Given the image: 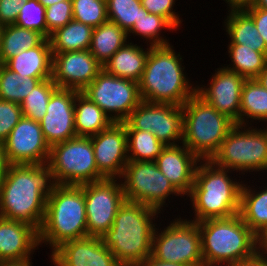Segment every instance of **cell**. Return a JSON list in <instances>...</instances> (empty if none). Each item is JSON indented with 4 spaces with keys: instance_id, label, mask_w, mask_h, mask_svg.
Masks as SVG:
<instances>
[{
    "instance_id": "46",
    "label": "cell",
    "mask_w": 267,
    "mask_h": 266,
    "mask_svg": "<svg viewBox=\"0 0 267 266\" xmlns=\"http://www.w3.org/2000/svg\"><path fill=\"white\" fill-rule=\"evenodd\" d=\"M138 266H186L179 263L158 260L152 255L145 258Z\"/></svg>"
},
{
    "instance_id": "2",
    "label": "cell",
    "mask_w": 267,
    "mask_h": 266,
    "mask_svg": "<svg viewBox=\"0 0 267 266\" xmlns=\"http://www.w3.org/2000/svg\"><path fill=\"white\" fill-rule=\"evenodd\" d=\"M158 214L159 211L132 201L125 200L119 207L112 227L101 239L121 266H138L151 255Z\"/></svg>"
},
{
    "instance_id": "50",
    "label": "cell",
    "mask_w": 267,
    "mask_h": 266,
    "mask_svg": "<svg viewBox=\"0 0 267 266\" xmlns=\"http://www.w3.org/2000/svg\"><path fill=\"white\" fill-rule=\"evenodd\" d=\"M32 263L31 258H25L21 260L0 261V266H32Z\"/></svg>"
},
{
    "instance_id": "43",
    "label": "cell",
    "mask_w": 267,
    "mask_h": 266,
    "mask_svg": "<svg viewBox=\"0 0 267 266\" xmlns=\"http://www.w3.org/2000/svg\"><path fill=\"white\" fill-rule=\"evenodd\" d=\"M28 0H0V25L15 24L21 6Z\"/></svg>"
},
{
    "instance_id": "10",
    "label": "cell",
    "mask_w": 267,
    "mask_h": 266,
    "mask_svg": "<svg viewBox=\"0 0 267 266\" xmlns=\"http://www.w3.org/2000/svg\"><path fill=\"white\" fill-rule=\"evenodd\" d=\"M151 255L158 260L186 266H204L198 223L179 216L161 231L155 228Z\"/></svg>"
},
{
    "instance_id": "8",
    "label": "cell",
    "mask_w": 267,
    "mask_h": 266,
    "mask_svg": "<svg viewBox=\"0 0 267 266\" xmlns=\"http://www.w3.org/2000/svg\"><path fill=\"white\" fill-rule=\"evenodd\" d=\"M210 161L223 169L235 172H267V126L235 125Z\"/></svg>"
},
{
    "instance_id": "18",
    "label": "cell",
    "mask_w": 267,
    "mask_h": 266,
    "mask_svg": "<svg viewBox=\"0 0 267 266\" xmlns=\"http://www.w3.org/2000/svg\"><path fill=\"white\" fill-rule=\"evenodd\" d=\"M90 138L98 171L105 178L120 179L129 162L125 125L113 123Z\"/></svg>"
},
{
    "instance_id": "12",
    "label": "cell",
    "mask_w": 267,
    "mask_h": 266,
    "mask_svg": "<svg viewBox=\"0 0 267 266\" xmlns=\"http://www.w3.org/2000/svg\"><path fill=\"white\" fill-rule=\"evenodd\" d=\"M82 93L96 103L114 123L124 122L142 102L138 82L116 77L104 69Z\"/></svg>"
},
{
    "instance_id": "22",
    "label": "cell",
    "mask_w": 267,
    "mask_h": 266,
    "mask_svg": "<svg viewBox=\"0 0 267 266\" xmlns=\"http://www.w3.org/2000/svg\"><path fill=\"white\" fill-rule=\"evenodd\" d=\"M38 247V231L33 226L0 217V261L31 258Z\"/></svg>"
},
{
    "instance_id": "44",
    "label": "cell",
    "mask_w": 267,
    "mask_h": 266,
    "mask_svg": "<svg viewBox=\"0 0 267 266\" xmlns=\"http://www.w3.org/2000/svg\"><path fill=\"white\" fill-rule=\"evenodd\" d=\"M254 21V24L267 46V10L249 6L243 9Z\"/></svg>"
},
{
    "instance_id": "27",
    "label": "cell",
    "mask_w": 267,
    "mask_h": 266,
    "mask_svg": "<svg viewBox=\"0 0 267 266\" xmlns=\"http://www.w3.org/2000/svg\"><path fill=\"white\" fill-rule=\"evenodd\" d=\"M127 39L128 33L108 20L93 29L89 51L104 66L116 51L128 43Z\"/></svg>"
},
{
    "instance_id": "24",
    "label": "cell",
    "mask_w": 267,
    "mask_h": 266,
    "mask_svg": "<svg viewBox=\"0 0 267 266\" xmlns=\"http://www.w3.org/2000/svg\"><path fill=\"white\" fill-rule=\"evenodd\" d=\"M52 50L49 39L40 45L23 50L19 55L10 58L4 65L19 75L33 78H51Z\"/></svg>"
},
{
    "instance_id": "33",
    "label": "cell",
    "mask_w": 267,
    "mask_h": 266,
    "mask_svg": "<svg viewBox=\"0 0 267 266\" xmlns=\"http://www.w3.org/2000/svg\"><path fill=\"white\" fill-rule=\"evenodd\" d=\"M51 78H33L19 75L4 64H0V99L21 104L42 80Z\"/></svg>"
},
{
    "instance_id": "15",
    "label": "cell",
    "mask_w": 267,
    "mask_h": 266,
    "mask_svg": "<svg viewBox=\"0 0 267 266\" xmlns=\"http://www.w3.org/2000/svg\"><path fill=\"white\" fill-rule=\"evenodd\" d=\"M2 144L9 165H45L48 162L51 147L40 122L22 117Z\"/></svg>"
},
{
    "instance_id": "40",
    "label": "cell",
    "mask_w": 267,
    "mask_h": 266,
    "mask_svg": "<svg viewBox=\"0 0 267 266\" xmlns=\"http://www.w3.org/2000/svg\"><path fill=\"white\" fill-rule=\"evenodd\" d=\"M47 39L57 29L73 20L72 0L61 1L46 8Z\"/></svg>"
},
{
    "instance_id": "38",
    "label": "cell",
    "mask_w": 267,
    "mask_h": 266,
    "mask_svg": "<svg viewBox=\"0 0 267 266\" xmlns=\"http://www.w3.org/2000/svg\"><path fill=\"white\" fill-rule=\"evenodd\" d=\"M73 19L98 27L108 21L106 0H72Z\"/></svg>"
},
{
    "instance_id": "21",
    "label": "cell",
    "mask_w": 267,
    "mask_h": 266,
    "mask_svg": "<svg viewBox=\"0 0 267 266\" xmlns=\"http://www.w3.org/2000/svg\"><path fill=\"white\" fill-rule=\"evenodd\" d=\"M200 161L183 143L166 146L155 160L160 171L182 196L190 194Z\"/></svg>"
},
{
    "instance_id": "30",
    "label": "cell",
    "mask_w": 267,
    "mask_h": 266,
    "mask_svg": "<svg viewBox=\"0 0 267 266\" xmlns=\"http://www.w3.org/2000/svg\"><path fill=\"white\" fill-rule=\"evenodd\" d=\"M93 29L73 19L51 34L49 40L52 53L89 50Z\"/></svg>"
},
{
    "instance_id": "36",
    "label": "cell",
    "mask_w": 267,
    "mask_h": 266,
    "mask_svg": "<svg viewBox=\"0 0 267 266\" xmlns=\"http://www.w3.org/2000/svg\"><path fill=\"white\" fill-rule=\"evenodd\" d=\"M58 89L52 79H44L34 87L20 104L23 117L40 122L47 112L51 95Z\"/></svg>"
},
{
    "instance_id": "6",
    "label": "cell",
    "mask_w": 267,
    "mask_h": 266,
    "mask_svg": "<svg viewBox=\"0 0 267 266\" xmlns=\"http://www.w3.org/2000/svg\"><path fill=\"white\" fill-rule=\"evenodd\" d=\"M204 266H226L256 255L257 235L238 214L197 222Z\"/></svg>"
},
{
    "instance_id": "20",
    "label": "cell",
    "mask_w": 267,
    "mask_h": 266,
    "mask_svg": "<svg viewBox=\"0 0 267 266\" xmlns=\"http://www.w3.org/2000/svg\"><path fill=\"white\" fill-rule=\"evenodd\" d=\"M50 259L54 266H121L101 237L92 236L61 244Z\"/></svg>"
},
{
    "instance_id": "13",
    "label": "cell",
    "mask_w": 267,
    "mask_h": 266,
    "mask_svg": "<svg viewBox=\"0 0 267 266\" xmlns=\"http://www.w3.org/2000/svg\"><path fill=\"white\" fill-rule=\"evenodd\" d=\"M122 123L126 130L150 131L166 146L182 143V106L142 101Z\"/></svg>"
},
{
    "instance_id": "53",
    "label": "cell",
    "mask_w": 267,
    "mask_h": 266,
    "mask_svg": "<svg viewBox=\"0 0 267 266\" xmlns=\"http://www.w3.org/2000/svg\"><path fill=\"white\" fill-rule=\"evenodd\" d=\"M37 1L40 2L45 8H47L55 3L67 0H37Z\"/></svg>"
},
{
    "instance_id": "42",
    "label": "cell",
    "mask_w": 267,
    "mask_h": 266,
    "mask_svg": "<svg viewBox=\"0 0 267 266\" xmlns=\"http://www.w3.org/2000/svg\"><path fill=\"white\" fill-rule=\"evenodd\" d=\"M141 5L149 12L166 18L175 28L183 22L173 7L175 0H140ZM181 19V20H180Z\"/></svg>"
},
{
    "instance_id": "52",
    "label": "cell",
    "mask_w": 267,
    "mask_h": 266,
    "mask_svg": "<svg viewBox=\"0 0 267 266\" xmlns=\"http://www.w3.org/2000/svg\"><path fill=\"white\" fill-rule=\"evenodd\" d=\"M251 6L267 10V0H253Z\"/></svg>"
},
{
    "instance_id": "9",
    "label": "cell",
    "mask_w": 267,
    "mask_h": 266,
    "mask_svg": "<svg viewBox=\"0 0 267 266\" xmlns=\"http://www.w3.org/2000/svg\"><path fill=\"white\" fill-rule=\"evenodd\" d=\"M54 184L82 185L105 177L98 171L90 137L54 144L47 162Z\"/></svg>"
},
{
    "instance_id": "17",
    "label": "cell",
    "mask_w": 267,
    "mask_h": 266,
    "mask_svg": "<svg viewBox=\"0 0 267 266\" xmlns=\"http://www.w3.org/2000/svg\"><path fill=\"white\" fill-rule=\"evenodd\" d=\"M209 81L210 85L207 86L195 85L196 93L218 112L240 125L241 93L246 78L223 66L215 70Z\"/></svg>"
},
{
    "instance_id": "7",
    "label": "cell",
    "mask_w": 267,
    "mask_h": 266,
    "mask_svg": "<svg viewBox=\"0 0 267 266\" xmlns=\"http://www.w3.org/2000/svg\"><path fill=\"white\" fill-rule=\"evenodd\" d=\"M182 143L200 160H210L236 125L196 92L182 105Z\"/></svg>"
},
{
    "instance_id": "4",
    "label": "cell",
    "mask_w": 267,
    "mask_h": 266,
    "mask_svg": "<svg viewBox=\"0 0 267 266\" xmlns=\"http://www.w3.org/2000/svg\"><path fill=\"white\" fill-rule=\"evenodd\" d=\"M232 172L214 165L210 160L198 163L194 183L187 196L192 202L195 216L190 221L227 218L240 212L243 181L233 179L229 175Z\"/></svg>"
},
{
    "instance_id": "28",
    "label": "cell",
    "mask_w": 267,
    "mask_h": 266,
    "mask_svg": "<svg viewBox=\"0 0 267 266\" xmlns=\"http://www.w3.org/2000/svg\"><path fill=\"white\" fill-rule=\"evenodd\" d=\"M45 39L40 32L16 24L3 26L0 31V64H5L23 50L40 45Z\"/></svg>"
},
{
    "instance_id": "19",
    "label": "cell",
    "mask_w": 267,
    "mask_h": 266,
    "mask_svg": "<svg viewBox=\"0 0 267 266\" xmlns=\"http://www.w3.org/2000/svg\"><path fill=\"white\" fill-rule=\"evenodd\" d=\"M79 91L58 88L47 105V112L40 121L42 133L49 146L77 136L75 131L74 101Z\"/></svg>"
},
{
    "instance_id": "3",
    "label": "cell",
    "mask_w": 267,
    "mask_h": 266,
    "mask_svg": "<svg viewBox=\"0 0 267 266\" xmlns=\"http://www.w3.org/2000/svg\"><path fill=\"white\" fill-rule=\"evenodd\" d=\"M172 45L150 46L145 69L139 82L142 101L182 106L195 92L183 72L182 56Z\"/></svg>"
},
{
    "instance_id": "32",
    "label": "cell",
    "mask_w": 267,
    "mask_h": 266,
    "mask_svg": "<svg viewBox=\"0 0 267 266\" xmlns=\"http://www.w3.org/2000/svg\"><path fill=\"white\" fill-rule=\"evenodd\" d=\"M228 53L232 64L224 67L246 79H256L267 64L265 53L254 51L244 45L229 44Z\"/></svg>"
},
{
    "instance_id": "31",
    "label": "cell",
    "mask_w": 267,
    "mask_h": 266,
    "mask_svg": "<svg viewBox=\"0 0 267 266\" xmlns=\"http://www.w3.org/2000/svg\"><path fill=\"white\" fill-rule=\"evenodd\" d=\"M254 120L267 123V89L257 79H246L241 93L240 125L251 126Z\"/></svg>"
},
{
    "instance_id": "39",
    "label": "cell",
    "mask_w": 267,
    "mask_h": 266,
    "mask_svg": "<svg viewBox=\"0 0 267 266\" xmlns=\"http://www.w3.org/2000/svg\"><path fill=\"white\" fill-rule=\"evenodd\" d=\"M46 8L37 0L25 2L18 13L16 25L38 31L47 38V23L45 18Z\"/></svg>"
},
{
    "instance_id": "11",
    "label": "cell",
    "mask_w": 267,
    "mask_h": 266,
    "mask_svg": "<svg viewBox=\"0 0 267 266\" xmlns=\"http://www.w3.org/2000/svg\"><path fill=\"white\" fill-rule=\"evenodd\" d=\"M120 180L126 201L141 203L160 213L171 195L182 197L155 161H129Z\"/></svg>"
},
{
    "instance_id": "41",
    "label": "cell",
    "mask_w": 267,
    "mask_h": 266,
    "mask_svg": "<svg viewBox=\"0 0 267 266\" xmlns=\"http://www.w3.org/2000/svg\"><path fill=\"white\" fill-rule=\"evenodd\" d=\"M22 117L20 104L0 99V143L6 140Z\"/></svg>"
},
{
    "instance_id": "5",
    "label": "cell",
    "mask_w": 267,
    "mask_h": 266,
    "mask_svg": "<svg viewBox=\"0 0 267 266\" xmlns=\"http://www.w3.org/2000/svg\"><path fill=\"white\" fill-rule=\"evenodd\" d=\"M85 237L88 231L84 184H54L38 231L39 245L49 244L52 253L65 242Z\"/></svg>"
},
{
    "instance_id": "23",
    "label": "cell",
    "mask_w": 267,
    "mask_h": 266,
    "mask_svg": "<svg viewBox=\"0 0 267 266\" xmlns=\"http://www.w3.org/2000/svg\"><path fill=\"white\" fill-rule=\"evenodd\" d=\"M132 42L126 43L104 64L103 69L116 77L140 82L150 51Z\"/></svg>"
},
{
    "instance_id": "35",
    "label": "cell",
    "mask_w": 267,
    "mask_h": 266,
    "mask_svg": "<svg viewBox=\"0 0 267 266\" xmlns=\"http://www.w3.org/2000/svg\"><path fill=\"white\" fill-rule=\"evenodd\" d=\"M129 161H155L166 147L150 131L126 130Z\"/></svg>"
},
{
    "instance_id": "51",
    "label": "cell",
    "mask_w": 267,
    "mask_h": 266,
    "mask_svg": "<svg viewBox=\"0 0 267 266\" xmlns=\"http://www.w3.org/2000/svg\"><path fill=\"white\" fill-rule=\"evenodd\" d=\"M260 84L267 89V64L265 68L260 72L258 77L256 78Z\"/></svg>"
},
{
    "instance_id": "45",
    "label": "cell",
    "mask_w": 267,
    "mask_h": 266,
    "mask_svg": "<svg viewBox=\"0 0 267 266\" xmlns=\"http://www.w3.org/2000/svg\"><path fill=\"white\" fill-rule=\"evenodd\" d=\"M256 254L267 262V228L263 229L256 239Z\"/></svg>"
},
{
    "instance_id": "34",
    "label": "cell",
    "mask_w": 267,
    "mask_h": 266,
    "mask_svg": "<svg viewBox=\"0 0 267 266\" xmlns=\"http://www.w3.org/2000/svg\"><path fill=\"white\" fill-rule=\"evenodd\" d=\"M167 30H175L176 28L164 17L149 13L143 6H142V14L138 21H135L132 29L128 32V37L131 36V33L135 37L140 36L143 40L145 38V42H149L150 46H164L170 45L167 38H163L161 36V31Z\"/></svg>"
},
{
    "instance_id": "25",
    "label": "cell",
    "mask_w": 267,
    "mask_h": 266,
    "mask_svg": "<svg viewBox=\"0 0 267 266\" xmlns=\"http://www.w3.org/2000/svg\"><path fill=\"white\" fill-rule=\"evenodd\" d=\"M74 109L77 136L90 137L96 135L114 123L96 103L82 92L76 94Z\"/></svg>"
},
{
    "instance_id": "14",
    "label": "cell",
    "mask_w": 267,
    "mask_h": 266,
    "mask_svg": "<svg viewBox=\"0 0 267 266\" xmlns=\"http://www.w3.org/2000/svg\"><path fill=\"white\" fill-rule=\"evenodd\" d=\"M117 180L105 178L84 184L88 236L101 237L112 227L117 211L125 201L122 181Z\"/></svg>"
},
{
    "instance_id": "16",
    "label": "cell",
    "mask_w": 267,
    "mask_h": 266,
    "mask_svg": "<svg viewBox=\"0 0 267 266\" xmlns=\"http://www.w3.org/2000/svg\"><path fill=\"white\" fill-rule=\"evenodd\" d=\"M52 55L51 79L58 88L82 92L103 69L89 50Z\"/></svg>"
},
{
    "instance_id": "1",
    "label": "cell",
    "mask_w": 267,
    "mask_h": 266,
    "mask_svg": "<svg viewBox=\"0 0 267 266\" xmlns=\"http://www.w3.org/2000/svg\"><path fill=\"white\" fill-rule=\"evenodd\" d=\"M54 186L45 165H9L0 181V217L27 223L39 231Z\"/></svg>"
},
{
    "instance_id": "37",
    "label": "cell",
    "mask_w": 267,
    "mask_h": 266,
    "mask_svg": "<svg viewBox=\"0 0 267 266\" xmlns=\"http://www.w3.org/2000/svg\"><path fill=\"white\" fill-rule=\"evenodd\" d=\"M108 20L116 23L127 33L141 17L140 0H106Z\"/></svg>"
},
{
    "instance_id": "29",
    "label": "cell",
    "mask_w": 267,
    "mask_h": 266,
    "mask_svg": "<svg viewBox=\"0 0 267 266\" xmlns=\"http://www.w3.org/2000/svg\"><path fill=\"white\" fill-rule=\"evenodd\" d=\"M264 188L257 191L243 182L241 189L239 215L256 235L267 228V187Z\"/></svg>"
},
{
    "instance_id": "48",
    "label": "cell",
    "mask_w": 267,
    "mask_h": 266,
    "mask_svg": "<svg viewBox=\"0 0 267 266\" xmlns=\"http://www.w3.org/2000/svg\"><path fill=\"white\" fill-rule=\"evenodd\" d=\"M226 266H267V262L261 259L257 254L248 260H244L242 262H237L234 264H229Z\"/></svg>"
},
{
    "instance_id": "47",
    "label": "cell",
    "mask_w": 267,
    "mask_h": 266,
    "mask_svg": "<svg viewBox=\"0 0 267 266\" xmlns=\"http://www.w3.org/2000/svg\"><path fill=\"white\" fill-rule=\"evenodd\" d=\"M225 1L227 6H229L228 10H243L249 6H251L253 0H223Z\"/></svg>"
},
{
    "instance_id": "49",
    "label": "cell",
    "mask_w": 267,
    "mask_h": 266,
    "mask_svg": "<svg viewBox=\"0 0 267 266\" xmlns=\"http://www.w3.org/2000/svg\"><path fill=\"white\" fill-rule=\"evenodd\" d=\"M8 166H9V163L7 162V159H6L3 144L0 143V181L5 176Z\"/></svg>"
},
{
    "instance_id": "26",
    "label": "cell",
    "mask_w": 267,
    "mask_h": 266,
    "mask_svg": "<svg viewBox=\"0 0 267 266\" xmlns=\"http://www.w3.org/2000/svg\"><path fill=\"white\" fill-rule=\"evenodd\" d=\"M224 21L229 44H239L267 55V46L260 36L253 19L244 10H229Z\"/></svg>"
}]
</instances>
